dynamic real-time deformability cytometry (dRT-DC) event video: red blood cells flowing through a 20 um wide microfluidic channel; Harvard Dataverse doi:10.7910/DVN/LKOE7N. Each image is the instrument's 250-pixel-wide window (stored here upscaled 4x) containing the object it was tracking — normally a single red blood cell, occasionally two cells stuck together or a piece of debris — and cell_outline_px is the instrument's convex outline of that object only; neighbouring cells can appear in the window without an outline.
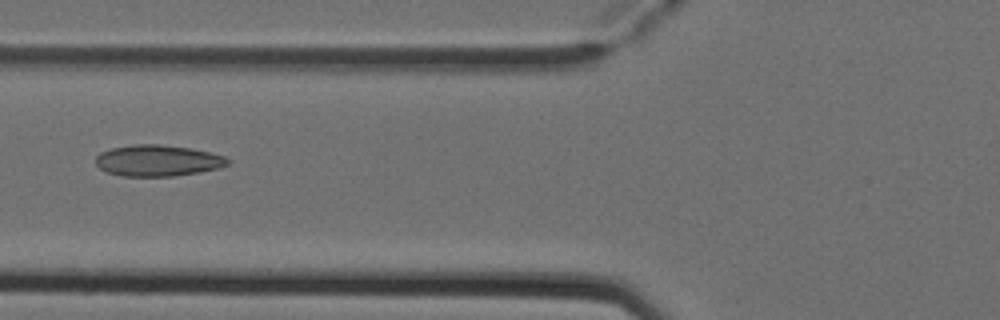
{"species": "Egyptian fruit bat (a non-hibernating species)", "species_latin": "Rousettus aegyptiacus", "temperature_condition": "cold", "stored_images_in_passage": 6, "camera_frame_rate_fps": 3000, "um_per_image_px": 0.085, "animal": {"sex": "female"}, "frame": {"image": 1, "passage_image": 6, "time_ms": 1.667, "image_size_px": [1000, 320], "cell_outline_px": [[228, 164], [220, 168], [200, 172], [172, 176], [120, 176], [108, 172], [100, 168], [96, 164], [96, 156], [100, 152], [112, 148], [136, 144], [160, 144], [192, 148], [224, 156], [228, 160]], "centroid_in_image_um": [13.4, 13.65], "position_along_channel_um": 112.4, "area_um2": 23.99}}